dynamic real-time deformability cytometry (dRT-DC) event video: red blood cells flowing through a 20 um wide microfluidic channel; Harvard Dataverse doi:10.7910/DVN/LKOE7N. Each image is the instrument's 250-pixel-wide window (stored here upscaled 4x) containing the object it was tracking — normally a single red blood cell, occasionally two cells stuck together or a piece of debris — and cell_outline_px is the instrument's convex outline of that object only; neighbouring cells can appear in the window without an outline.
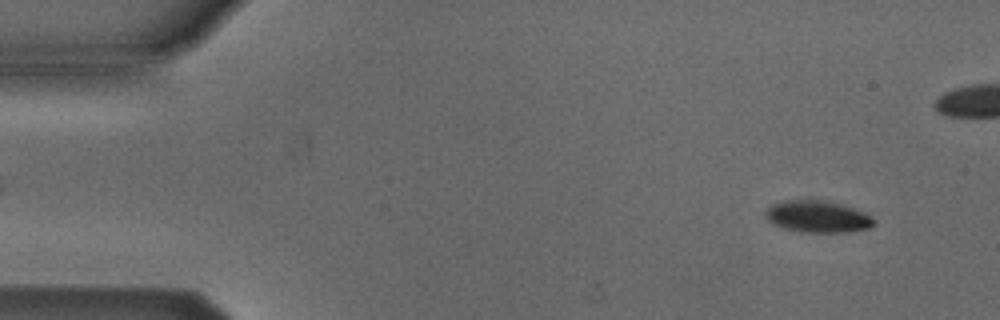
{"species": "Egyptian fruit bat (a non-hibernating species)", "species_latin": "Rousettus aegyptiacus", "temperature_condition": "cold", "stored_images_in_passage": 53, "camera_frame_rate_fps": 3000, "um_per_image_px": 0.085, "animal": {"sex": "male"}, "frame": {"image": 1, "passage_image": 4, "time_ms": 1.0, "image_size_px": [1000, 320], "cell_outline_px": [[876, 224], [872, 228], [848, 232], [808, 232], [788, 228], [772, 224], [768, 220], [764, 212], [772, 204], [784, 200], [824, 200], [840, 204], [864, 212], [876, 220]], "centroid_in_image_um": [69.54, 18.41], "position_along_channel_um": 15.5, "area_um2": 20.0}}
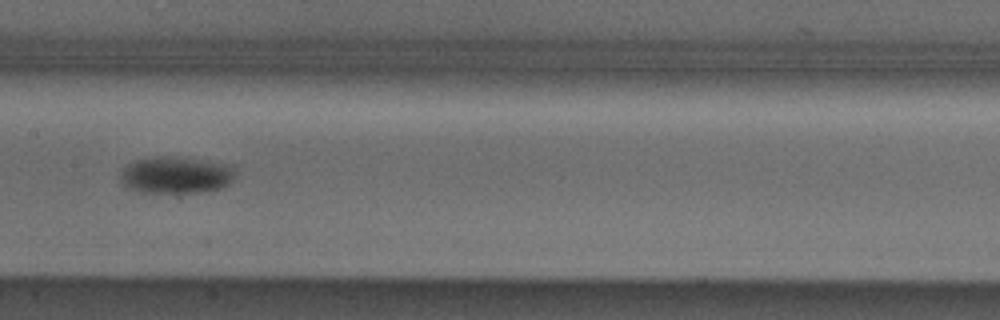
{"frame": {"image": 2, "passage_image": 26, "time_ms": 8.333, "image_size_px": [1000, 320], "cell_outline_px": [[236, 168], [232, 180], [228, 184], [220, 188], [200, 192], [144, 192], [124, 188], [120, 180], [120, 172], [128, 164], [136, 160], [156, 156], [164, 156], [200, 160], [232, 164]], "centroid_in_image_um": [14.94, 14.88], "position_along_channel_um": 192.5, "area_um2": 24.68}}
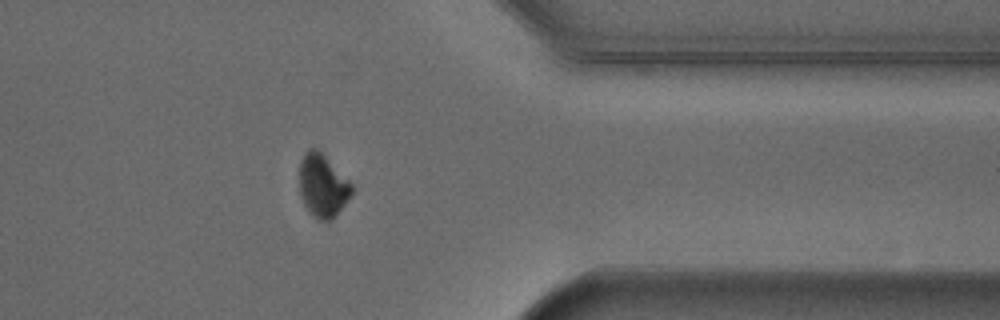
{"frame": {"image": 3, "passage_image": 42, "time_ms": 13.667, "image_size_px": [1000, 320], "cell_outline_px": [[352, 192], [344, 204], [332, 220], [320, 220], [308, 212], [300, 196], [300, 160], [304, 152], [308, 148], [316, 148], [352, 184]], "centroid_in_image_um": [27.39, 15.78], "position_along_channel_um": 384.0, "area_um2": 18.84}, "authors_computed_cell_mechanics": {"area_um2": 21.3282, "velocity_mm_per_s": 3.8563, "shape_relaxation_time_tau1_ms": 2.741, "shape_relaxation_time_tau2_ms": null, "deformation_change_tau1": 0.0815, "deformation_change_tau2": null}}